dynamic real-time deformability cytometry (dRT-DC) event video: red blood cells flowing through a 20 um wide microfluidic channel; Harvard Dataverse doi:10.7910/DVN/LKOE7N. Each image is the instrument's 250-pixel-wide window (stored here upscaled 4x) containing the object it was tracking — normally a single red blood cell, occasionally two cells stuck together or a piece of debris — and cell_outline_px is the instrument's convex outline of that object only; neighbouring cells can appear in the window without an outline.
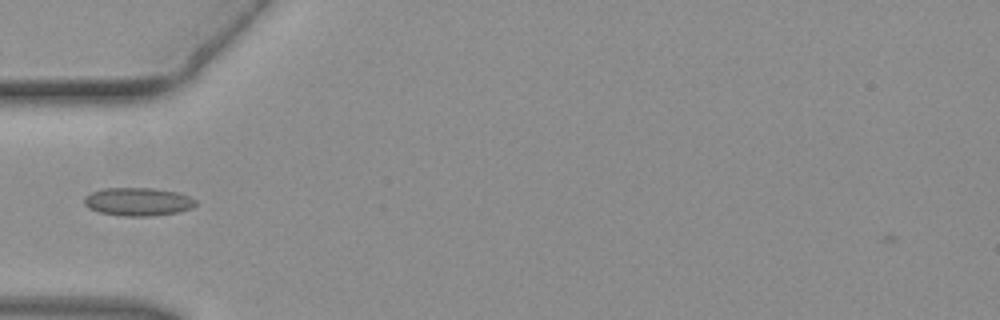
{"species": "common noctule bat (a hibernating species)", "species_latin": "Nyctalus noctula", "temperature_condition": "warm", "stored_images_in_passage": 7, "camera_frame_rate_fps": 3000, "um_per_image_px": 0.085, "animal": {"sex": "female", "body_mass_g": 19.3, "forearm_length_mm": 54.1}, "frame": {"image": 1, "passage_image": 3, "time_ms": 0.667, "image_size_px": [1000, 320], "cell_outline_px": [[196, 204], [192, 208], [176, 212], [152, 216], [124, 216], [100, 212], [88, 208], [84, 204], [84, 196], [92, 192], [104, 188], [152, 188], [176, 192], [188, 196], [196, 200]], "centroid_in_image_um": [11.7, 17.14], "position_along_channel_um": 73.3, "area_um2": 18.21}}
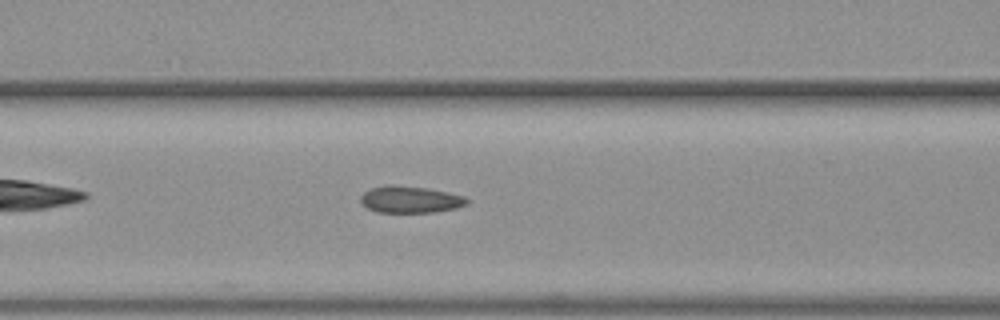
{"frame": {"image": 2, "passage_image": 7, "time_ms": 2.0, "image_size_px": [1000, 320], "cell_outline_px": [[468, 204], [456, 208], [436, 212], [376, 212], [368, 208], [360, 200], [360, 196], [364, 192], [372, 188], [388, 184], [392, 184], [428, 188], [448, 192], [464, 196], [468, 200]], "centroid_in_image_um": [34.88, 16.95], "position_along_channel_um": 131.7, "area_um2": 16.65}}